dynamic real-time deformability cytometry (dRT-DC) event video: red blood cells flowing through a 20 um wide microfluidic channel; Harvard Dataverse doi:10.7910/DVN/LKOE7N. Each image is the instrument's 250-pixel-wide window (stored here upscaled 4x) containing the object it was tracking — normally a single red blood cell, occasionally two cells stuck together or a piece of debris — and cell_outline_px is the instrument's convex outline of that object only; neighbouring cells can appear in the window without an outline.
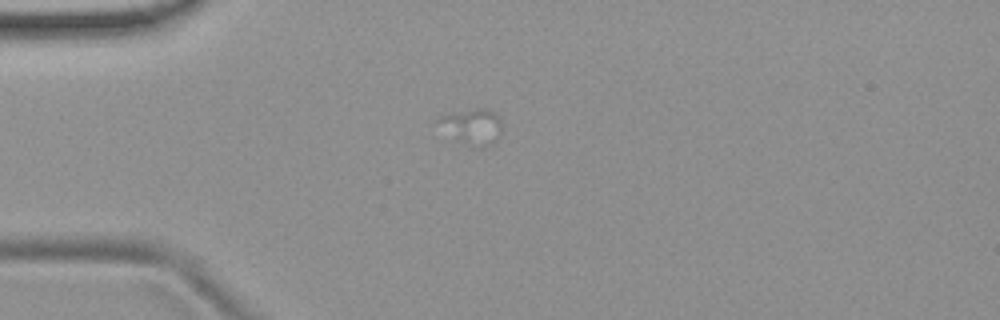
{"species": "common noctule bat (a hibernating species)", "species_latin": "Nyctalus noctula", "temperature_condition": "room temperature", "stored_images_in_passage": 1, "camera_frame_rate_fps": 3000, "um_per_image_px": 0.085, "animal": {"sex": "female", "body_mass_g": 19.9}, "frame": {"image": 1, "passage_image": 1, "time_ms": 0.0, "image_size_px": [1000, 320], "cell_outline_px": [[500, 132], [496, 140], [480, 148], [476, 148], [432, 120], [444, 116], [476, 108], [484, 108], [492, 112], [500, 120]], "centroid_in_image_um": [40.19, 10.73], "position_along_channel_um": 44.8, "area_um2": 12.02}}